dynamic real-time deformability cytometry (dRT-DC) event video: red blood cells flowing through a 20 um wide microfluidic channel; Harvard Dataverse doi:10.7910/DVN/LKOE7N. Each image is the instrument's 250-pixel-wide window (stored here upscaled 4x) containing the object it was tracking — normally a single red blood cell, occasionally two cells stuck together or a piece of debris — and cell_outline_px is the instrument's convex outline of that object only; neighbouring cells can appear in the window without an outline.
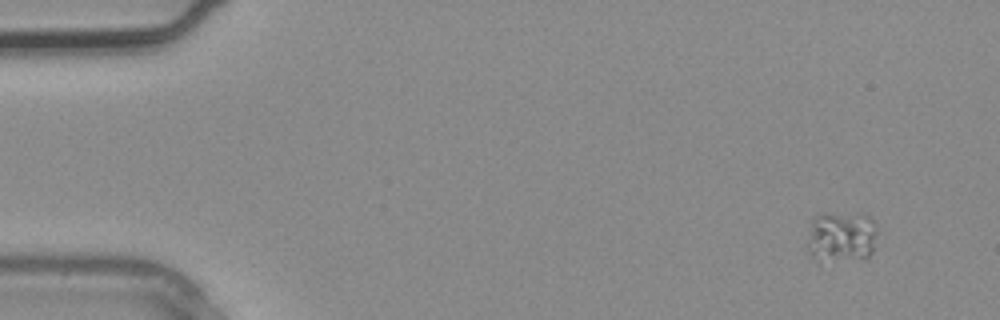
{"species": "common noctule bat (a hibernating species)", "species_latin": "Nyctalus noctula", "temperature_condition": "warm", "stored_images_in_passage": 3, "camera_frame_rate_fps": 3000, "um_per_image_px": 0.085, "animal": {"sex": "male", "body_mass_g": 20.4}, "frame": {"image": 1, "passage_image": 1, "time_ms": 0.0, "image_size_px": [1000, 320], "cell_outline_px": [[876, 236], [872, 252], [864, 260], [808, 256], [808, 240], [812, 220], [816, 216], [824, 212], [860, 212], [872, 216], [876, 232]], "centroid_in_image_um": [71.57, 20.03], "position_along_channel_um": 13.4, "area_um2": 20.75}}
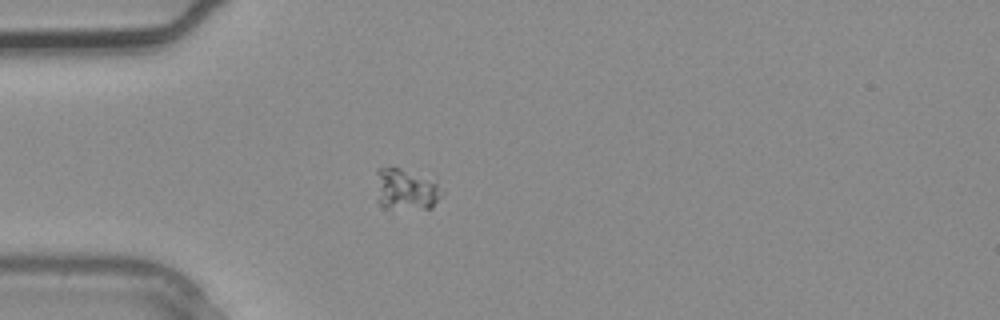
{"frame": {"image": 2, "passage_image": 3, "time_ms": 0.667, "image_size_px": [1000, 320], "cell_outline_px": [[444, 192], [432, 208], [384, 208], [376, 200], [376, 168], [400, 168], [436, 184]], "centroid_in_image_um": [34.42, 16.13], "position_along_channel_um": 50.6, "area_um2": 15.49}}